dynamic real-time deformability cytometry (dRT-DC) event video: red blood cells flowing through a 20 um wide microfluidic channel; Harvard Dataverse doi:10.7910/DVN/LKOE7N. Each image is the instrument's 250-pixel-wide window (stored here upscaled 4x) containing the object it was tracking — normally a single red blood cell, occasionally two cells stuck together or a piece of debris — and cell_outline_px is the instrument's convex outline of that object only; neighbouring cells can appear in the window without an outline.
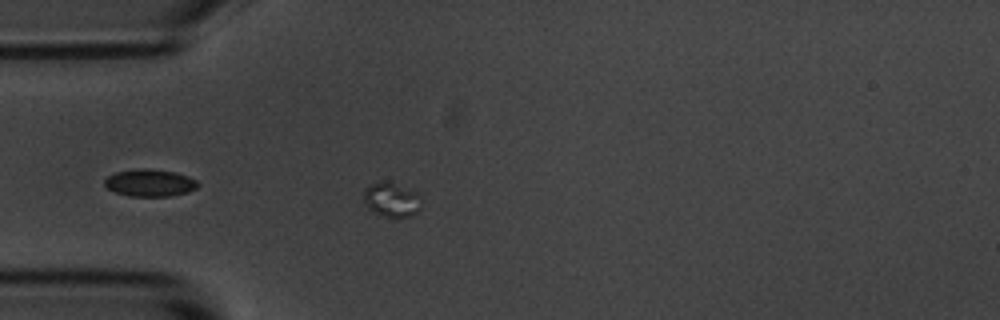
{"species": "common noctule bat (a hibernating species)", "species_latin": "Nyctalus noctula", "temperature_condition": "room temperature", "stored_images_in_passage": 1, "camera_frame_rate_fps": 3000, "um_per_image_px": 0.085, "animal": {"sex": "male", "body_mass_g": 20.1, "forearm_length_mm": 53.5}, "frame": {"image": 1, "passage_image": 1, "time_ms": 0.0, "image_size_px": [1000, 320], "cell_outline_px": [[420, 208], [412, 216], [396, 220], [380, 216], [368, 208], [364, 204], [364, 188], [380, 180], [388, 180], [416, 192]], "centroid_in_image_um": [33.23, 17.01], "position_along_channel_um": 51.8, "area_um2": 11.91}}